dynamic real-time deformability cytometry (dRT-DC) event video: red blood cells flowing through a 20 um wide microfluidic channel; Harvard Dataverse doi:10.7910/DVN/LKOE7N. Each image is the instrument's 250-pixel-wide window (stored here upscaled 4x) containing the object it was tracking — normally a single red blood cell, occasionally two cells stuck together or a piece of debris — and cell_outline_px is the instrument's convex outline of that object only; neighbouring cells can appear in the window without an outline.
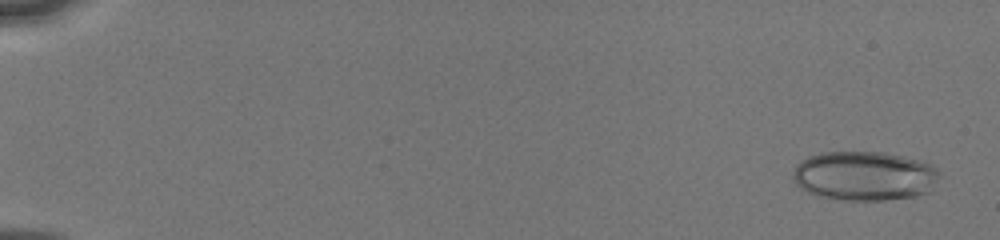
{"species": "human", "species_latin": "Homo sapiens", "temperature_condition": "cold", "stored_images_in_passage": 64, "camera_frame_rate_fps": 3000, "um_per_image_px": 0.085, "donor": {"sex": "male"}, "frame": {"image": 1, "passage_image": 1, "time_ms": 0.0, "image_size_px": [1000, 240], "cell_outline_px": [[940, 176], [932, 192], [916, 196], [884, 200], [832, 200], [816, 196], [800, 188], [796, 184], [792, 176], [792, 172], [796, 164], [808, 156], [820, 152], [884, 152], [904, 156], [920, 160], [936, 168]], "centroid_in_image_um": [73.47, 14.96], "position_along_channel_um": 11.5, "area_um2": 42.83}}
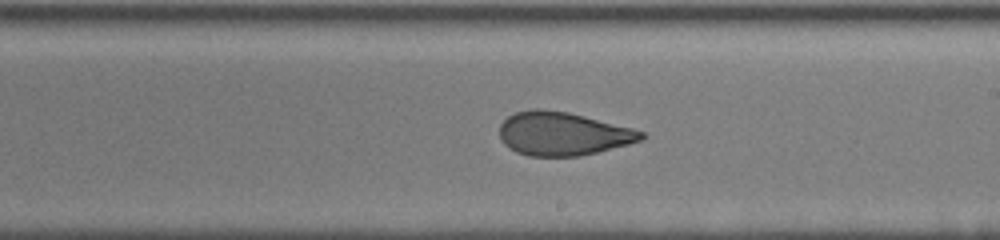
{"frame": {"image": 2, "passage_image": 41, "time_ms": 10.0, "image_size_px": [1000, 240], "cell_outline_px": [[648, 136], [640, 140], [628, 144], [580, 156], [528, 156], [516, 152], [508, 148], [500, 140], [500, 124], [508, 116], [516, 112], [532, 108], [540, 108], [568, 112], [632, 128], [644, 132]], "centroid_in_image_um": [47.8, 11.36], "position_along_channel_um": 241.2, "area_um2": 35.89}}
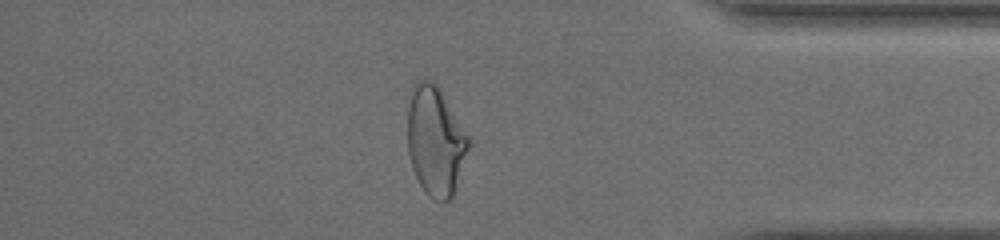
{"frame": {"image": 3, "passage_image": 58, "time_ms": 14.333, "image_size_px": [1000, 240], "cell_outline_px": [[472, 144], [452, 200], [432, 200], [424, 192], [412, 168], [408, 152], [408, 108], [412, 84], [416, 80], [432, 80], [440, 88], [472, 140]], "centroid_in_image_um": [37.04, 11.99], "position_along_channel_um": 398.2, "area_um2": 39.71}, "authors_computed_cell_mechanics": {"area_um2": 38.9572, "velocity_mm_per_s": 4.0739, "shape_relaxation_time_tau1_ms": 4.2595, "shape_relaxation_time_tau2_ms": 1.1377, "deformation_change_tau1": 0.1497, "deformation_change_tau2": 0.0797}}